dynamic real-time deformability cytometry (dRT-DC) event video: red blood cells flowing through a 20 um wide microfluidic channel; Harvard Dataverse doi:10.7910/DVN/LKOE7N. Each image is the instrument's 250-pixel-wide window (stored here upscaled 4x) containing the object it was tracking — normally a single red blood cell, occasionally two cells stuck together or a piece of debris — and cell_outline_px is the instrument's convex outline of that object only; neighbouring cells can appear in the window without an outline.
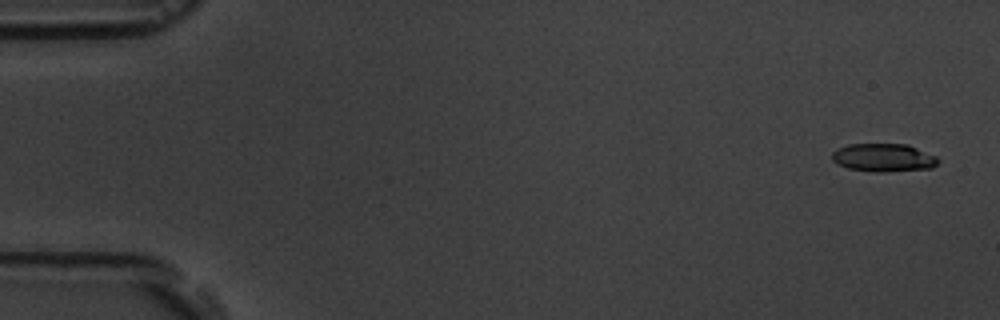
{"species": "common noctule bat (a hibernating species)", "species_latin": "Nyctalus noctula", "temperature_condition": "room temperature", "stored_images_in_passage": 6, "camera_frame_rate_fps": 3000, "um_per_image_px": 0.085, "animal": {"sex": "male", "body_mass_g": 19.5, "forearm_length_mm": 54.6}, "frame": {"image": 1, "passage_image": 1, "time_ms": 0.0, "image_size_px": [1000, 320], "cell_outline_px": [[940, 160], [932, 168], [888, 172], [872, 172], [848, 168], [836, 164], [832, 160], [832, 152], [836, 148], [848, 144], [908, 144], [936, 156]], "centroid_in_image_um": [75.08, 13.4], "position_along_channel_um": 9.9, "area_um2": 17.63}}
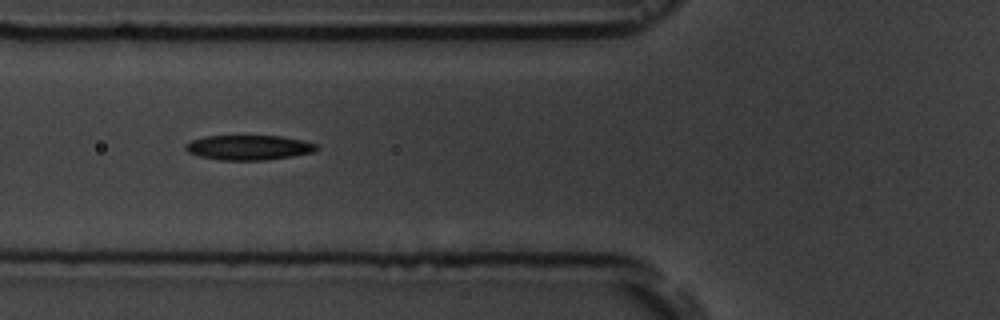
{"frame": {"image": 2, "passage_image": 5, "time_ms": 6.333, "image_size_px": [1000, 320], "cell_outline_px": [[320, 148], [312, 152], [292, 156], [268, 160], [220, 160], [200, 156], [188, 152], [184, 148], [184, 144], [192, 140], [208, 136], [280, 136], [304, 140], [316, 144]], "centroid_in_image_um": [21.15, 12.54], "position_along_channel_um": 104.6, "area_um2": 18.96}}
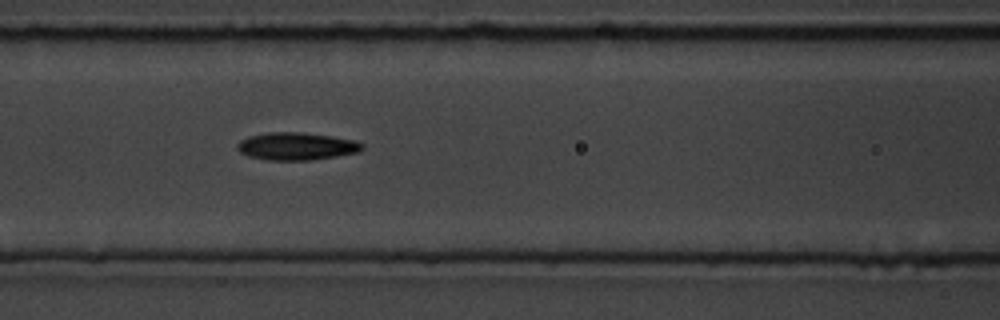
{"frame": {"image": 3, "passage_image": 6, "time_ms": 7.333, "image_size_px": [1000, 320], "cell_outline_px": [[364, 148], [360, 152], [312, 160], [268, 160], [248, 156], [240, 152], [236, 148], [236, 144], [240, 140], [248, 136], [268, 132], [304, 132], [332, 136], [352, 140], [364, 144]], "centroid_in_image_um": [25.19, 12.43], "position_along_channel_um": 141.4, "area_um2": 20.23}}